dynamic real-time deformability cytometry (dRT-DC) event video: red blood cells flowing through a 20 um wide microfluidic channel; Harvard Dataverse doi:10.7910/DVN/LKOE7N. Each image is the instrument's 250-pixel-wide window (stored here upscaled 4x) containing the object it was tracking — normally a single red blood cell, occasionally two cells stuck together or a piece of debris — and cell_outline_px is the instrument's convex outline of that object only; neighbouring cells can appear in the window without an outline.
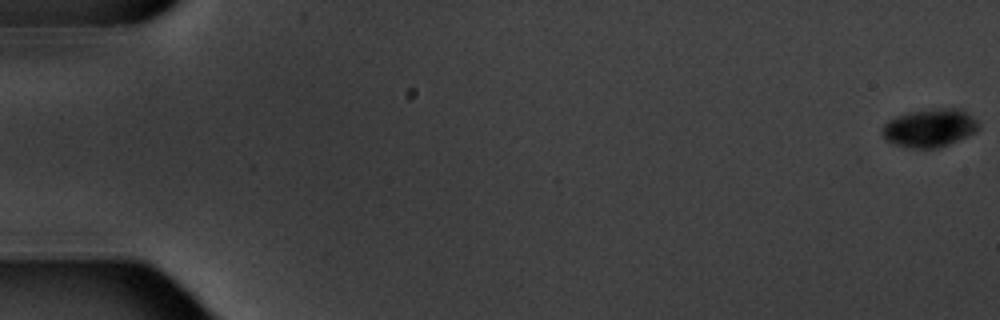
{"species": "common noctule bat (a hibernating species)", "species_latin": "Nyctalus noctula", "temperature_condition": "warm", "stored_images_in_passage": 6, "camera_frame_rate_fps": 3000, "um_per_image_px": 0.085, "animal": {"sex": "male", "body_mass_g": 20.1, "forearm_length_mm": 53.5}, "frame": {"image": 1, "passage_image": 1, "time_ms": 0.0, "image_size_px": [1000, 320], "cell_outline_px": [[980, 128], [976, 132], [968, 136], [940, 148], [912, 148], [892, 144], [880, 132], [884, 124], [888, 120], [896, 116], [912, 112], [940, 108], [956, 108], [972, 116], [980, 124]], "centroid_in_image_um": [79.03, 10.89], "position_along_channel_um": 6.0, "area_um2": 21.39}}
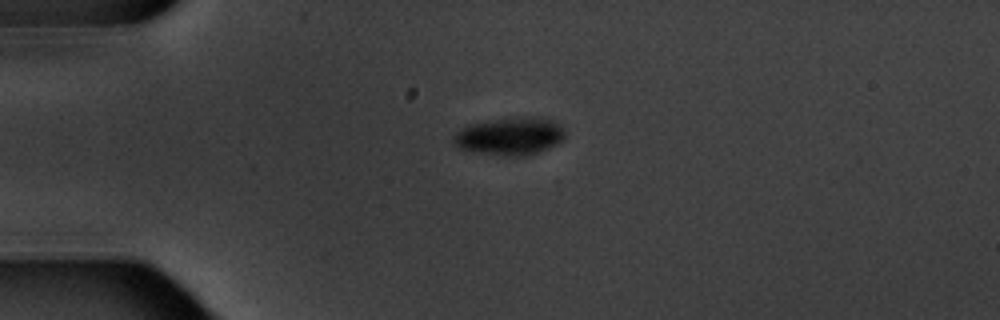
{"frame": {"image": 2, "passage_image": 5, "time_ms": 5.0, "image_size_px": [1000, 320], "cell_outline_px": [[564, 140], [540, 152], [524, 156], [500, 156], [472, 152], [456, 148], [452, 144], [452, 136], [456, 132], [468, 124], [524, 116], [540, 116], [552, 120], [560, 124], [564, 128]], "centroid_in_image_um": [43.33, 11.59], "position_along_channel_um": 41.7, "area_um2": 25.03}}